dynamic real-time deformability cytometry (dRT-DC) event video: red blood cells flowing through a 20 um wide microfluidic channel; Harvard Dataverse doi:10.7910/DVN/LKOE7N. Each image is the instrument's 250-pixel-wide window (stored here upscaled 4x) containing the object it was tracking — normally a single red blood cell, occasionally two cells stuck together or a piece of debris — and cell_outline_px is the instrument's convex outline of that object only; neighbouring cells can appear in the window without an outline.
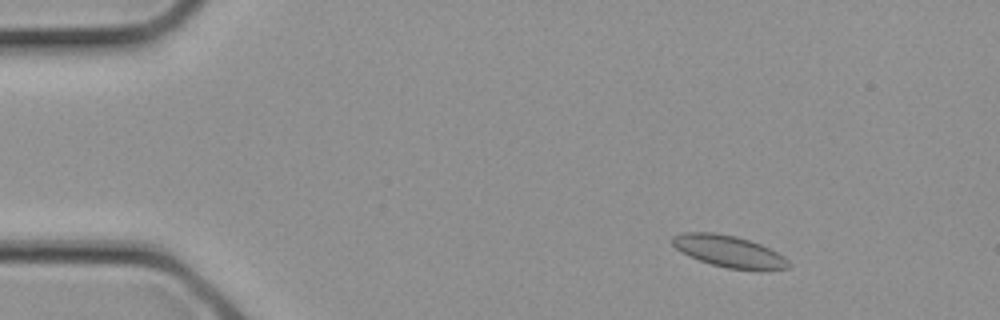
{"species": "common noctule bat (a hibernating species)", "species_latin": "Nyctalus noctula", "temperature_condition": "cold", "stored_images_in_passage": 18, "camera_frame_rate_fps": 3000, "um_per_image_px": 0.085, "animal": {"sex": "female", "body_mass_g": 21.9}, "frame": {"image": 1, "passage_image": 3, "time_ms": 0.667, "image_size_px": [1000, 320], "cell_outline_px": [[792, 264], [788, 268], [760, 272], [728, 268], [712, 264], [688, 256], [676, 248], [672, 244], [672, 236], [684, 232], [716, 232], [736, 236], [760, 244], [784, 256]], "centroid_in_image_um": [62.0, 21.39], "position_along_channel_um": 23.0, "area_um2": 21.79}}
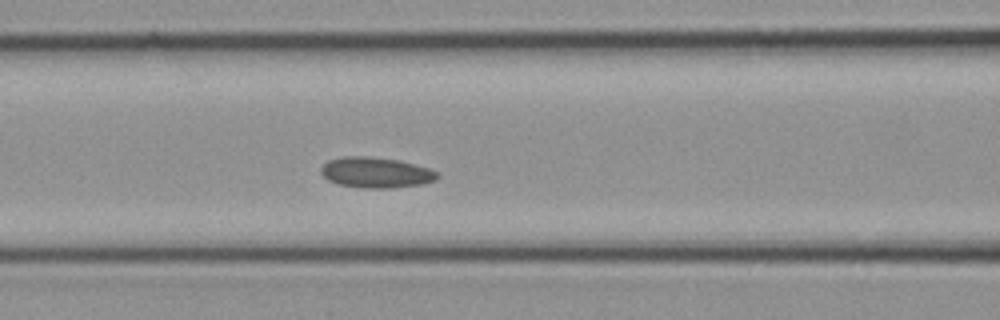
{"frame": {"image": 2, "passage_image": 11, "time_ms": 3.333, "image_size_px": [1000, 320], "cell_outline_px": [[440, 176], [436, 180], [420, 184], [388, 188], [364, 188], [340, 184], [328, 180], [320, 172], [320, 168], [328, 160], [344, 156], [364, 156], [400, 160], [428, 168], [440, 172]], "centroid_in_image_um": [31.96, 14.66], "position_along_channel_um": 134.6, "area_um2": 20.69}}
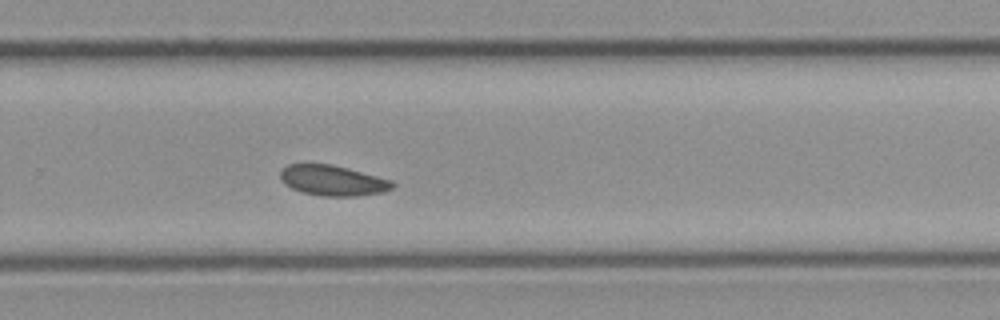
{"frame": {"image": 3, "passage_image": 18, "time_ms": 5.667, "image_size_px": [1000, 320], "cell_outline_px": [[396, 184], [392, 188], [384, 192], [356, 196], [320, 196], [300, 192], [284, 184], [280, 180], [280, 172], [288, 164], [332, 164], [348, 168], [392, 180]], "centroid_in_image_um": [28.28, 15.35], "position_along_channel_um": 301.5, "area_um2": 20.0}}